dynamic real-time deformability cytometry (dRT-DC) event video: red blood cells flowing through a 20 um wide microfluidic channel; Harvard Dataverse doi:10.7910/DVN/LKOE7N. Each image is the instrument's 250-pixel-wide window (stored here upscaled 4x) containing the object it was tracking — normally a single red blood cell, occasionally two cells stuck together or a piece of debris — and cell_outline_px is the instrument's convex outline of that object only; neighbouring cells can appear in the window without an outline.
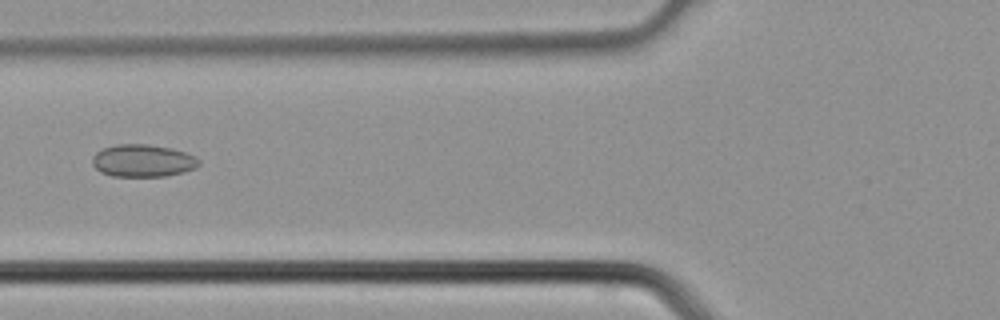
{"species": "common noctule bat (a hibernating species)", "species_latin": "Nyctalus noctula", "temperature_condition": "cold", "stored_images_in_passage": 4, "camera_frame_rate_fps": 3000, "um_per_image_px": 0.085, "animal": {"sex": "male", "body_mass_g": 21.5, "forearm_length_mm": 52.0}, "frame": {"image": 1, "passage_image": 4, "time_ms": 1.0, "image_size_px": [1000, 320], "cell_outline_px": [[200, 164], [196, 168], [184, 172], [164, 176], [112, 176], [100, 172], [92, 164], [92, 156], [96, 152], [104, 148], [116, 144], [148, 144], [172, 148], [196, 156], [200, 160]], "centroid_in_image_um": [12.15, 13.65], "position_along_channel_um": 113.6, "area_um2": 20.29}}